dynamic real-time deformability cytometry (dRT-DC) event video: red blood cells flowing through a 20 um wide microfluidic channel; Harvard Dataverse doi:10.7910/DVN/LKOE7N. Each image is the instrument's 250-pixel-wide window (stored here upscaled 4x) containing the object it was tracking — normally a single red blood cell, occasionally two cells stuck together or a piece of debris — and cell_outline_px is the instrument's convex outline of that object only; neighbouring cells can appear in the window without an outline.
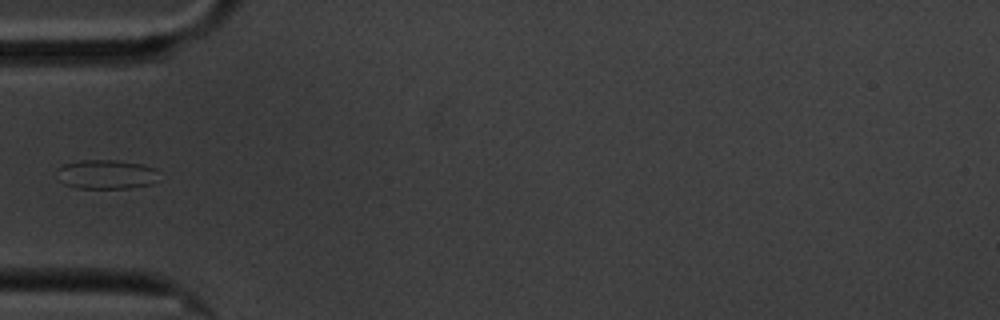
{"species": "common noctule bat (a hibernating species)", "species_latin": "Nyctalus noctula", "temperature_condition": "cold", "stored_images_in_passage": 5, "camera_frame_rate_fps": 3000, "um_per_image_px": 0.085, "animal": {"sex": "male", "body_mass_g": 20.1, "forearm_length_mm": 53.5}, "frame": {"image": 1, "passage_image": 5, "time_ms": 5.333, "image_size_px": [1000, 320], "cell_outline_px": [[156, 168], [152, 184], [128, 188], [76, 188], [64, 184], [60, 180], [56, 168], [64, 164], [80, 160], [116, 160], [140, 164]], "centroid_in_image_um": [8.96, 14.81], "position_along_channel_um": 76.0, "area_um2": 17.17}}